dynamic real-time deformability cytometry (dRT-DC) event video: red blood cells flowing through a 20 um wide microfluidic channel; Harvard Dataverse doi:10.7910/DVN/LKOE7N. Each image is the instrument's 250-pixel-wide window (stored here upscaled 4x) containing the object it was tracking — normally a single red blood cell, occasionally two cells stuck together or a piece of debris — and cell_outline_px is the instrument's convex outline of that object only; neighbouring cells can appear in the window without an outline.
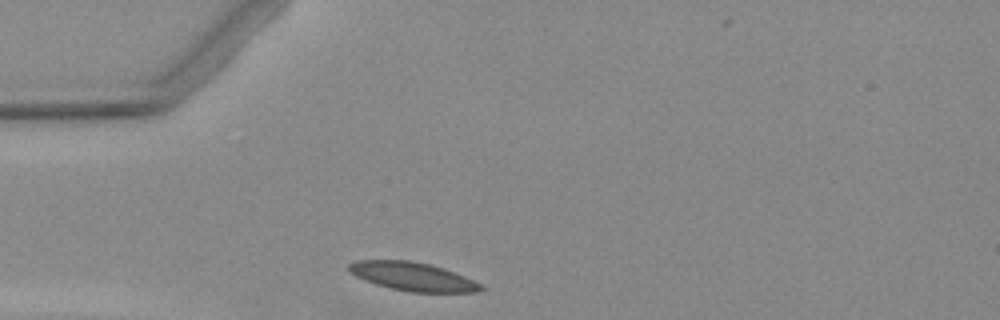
{"species": "Egyptian fruit bat (a non-hibernating species)", "species_latin": "Rousettus aegyptiacus", "temperature_condition": "warm", "stored_images_in_passage": 2, "camera_frame_rate_fps": 3000, "um_per_image_px": 0.085, "animal": {"sex": "female"}, "frame": {"image": 1, "passage_image": 1, "time_ms": 0.0, "image_size_px": [1000, 320], "cell_outline_px": [[488, 288], [480, 292], [412, 292], [392, 288], [376, 284], [364, 280], [348, 272], [348, 264], [356, 260], [412, 260], [428, 264], [464, 276], [484, 284]], "centroid_in_image_um": [35.1, 23.51], "position_along_channel_um": 49.9, "area_um2": 21.96}}